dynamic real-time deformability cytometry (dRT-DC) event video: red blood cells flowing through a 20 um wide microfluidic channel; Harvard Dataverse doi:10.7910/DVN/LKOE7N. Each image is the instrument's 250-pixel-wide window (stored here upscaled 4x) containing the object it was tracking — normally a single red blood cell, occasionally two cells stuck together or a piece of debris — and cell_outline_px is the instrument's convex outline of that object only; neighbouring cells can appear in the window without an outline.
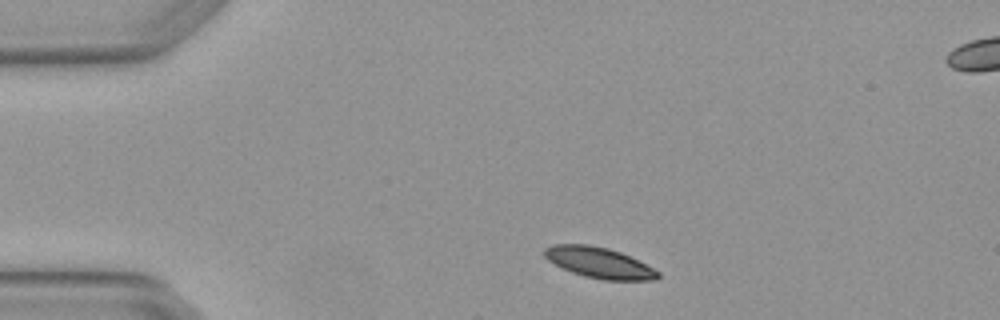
{"species": "Egyptian fruit bat (a non-hibernating species)", "species_latin": "Rousettus aegyptiacus", "temperature_condition": "warm", "stored_images_in_passage": 3, "segment_of_instrument_passage": [1, 2], "camera_frame_rate_fps": 3000, "um_per_image_px": 0.085, "animal": {"sex": "female"}, "frame": {"image": 1, "passage_image": 1, "time_ms": 0.0, "image_size_px": [1000, 320], "cell_outline_px": [[660, 276], [656, 280], [604, 280], [584, 276], [572, 272], [548, 260], [544, 256], [544, 248], [552, 244], [588, 244], [608, 248], [620, 252], [660, 272]], "centroid_in_image_um": [50.91, 22.32], "position_along_channel_um": 34.1, "area_um2": 20.11}}